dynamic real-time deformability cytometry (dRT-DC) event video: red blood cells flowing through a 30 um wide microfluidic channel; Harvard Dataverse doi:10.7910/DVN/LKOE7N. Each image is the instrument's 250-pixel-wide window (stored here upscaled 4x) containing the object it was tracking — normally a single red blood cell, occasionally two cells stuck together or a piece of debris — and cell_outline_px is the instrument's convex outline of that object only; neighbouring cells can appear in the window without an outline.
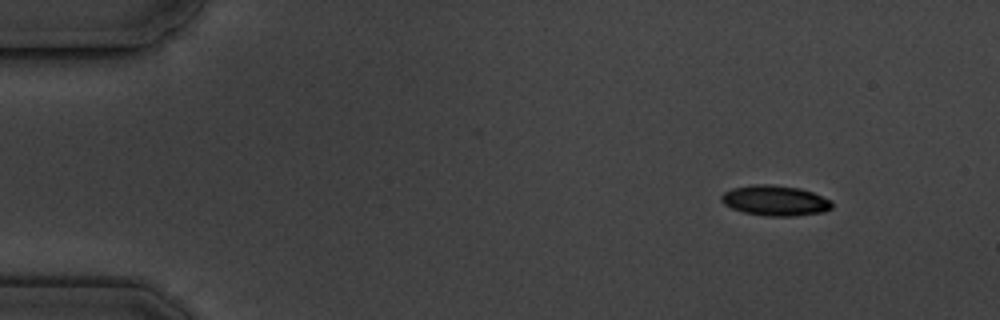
{"species": "common noctule bat (a hibernating species)", "species_latin": "Nyctalus noctula", "temperature_condition": "cold", "stored_images_in_passage": 4, "camera_frame_rate_fps": 3000, "um_per_image_px": 0.085, "animal": {"sex": "male", "body_mass_g": 19.5, "forearm_length_mm": 54.6}, "frame": {"image": 1, "passage_image": 1, "time_ms": 0.0, "image_size_px": [1000, 320], "cell_outline_px": [[832, 208], [824, 212], [796, 216], [764, 216], [744, 212], [732, 208], [724, 204], [720, 200], [720, 196], [724, 192], [732, 188], [756, 184], [768, 184], [800, 188], [812, 192], [832, 200]], "centroid_in_image_um": [65.89, 17.05], "position_along_channel_um": 19.1, "area_um2": 19.65}}
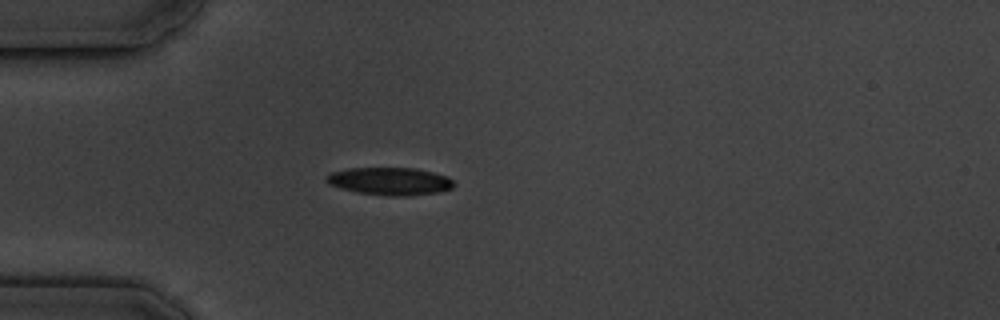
{"frame": {"image": 2, "passage_image": 4, "time_ms": 3.333, "image_size_px": [1000, 320], "cell_outline_px": [[456, 184], [452, 188], [440, 192], [412, 196], [388, 196], [356, 192], [340, 188], [328, 184], [324, 180], [324, 176], [332, 172], [348, 168], [412, 168], [432, 172], [448, 176]], "centroid_in_image_um": [33.13, 15.41], "position_along_channel_um": 51.9, "area_um2": 20.81}}